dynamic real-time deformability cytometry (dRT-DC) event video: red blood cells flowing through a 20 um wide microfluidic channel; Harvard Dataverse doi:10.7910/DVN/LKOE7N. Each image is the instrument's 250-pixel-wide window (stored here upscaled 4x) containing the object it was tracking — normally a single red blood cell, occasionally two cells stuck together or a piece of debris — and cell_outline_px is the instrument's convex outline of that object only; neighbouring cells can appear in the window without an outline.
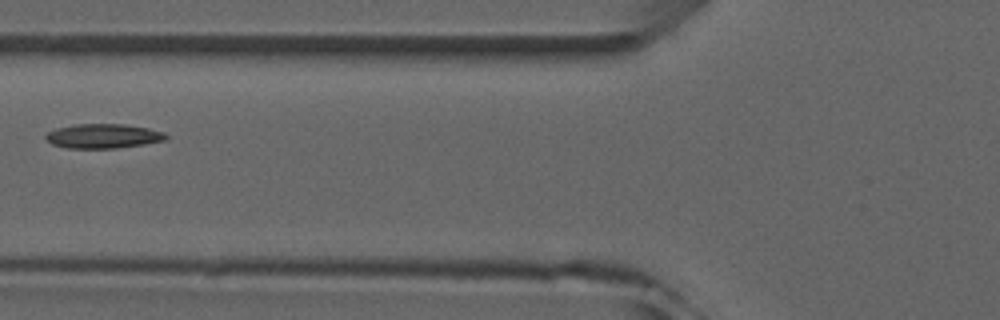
{"species": "common noctule bat (a hibernating species)", "species_latin": "Nyctalus noctula", "temperature_condition": "room temperature", "stored_images_in_passage": 7, "camera_frame_rate_fps": 3000, "um_per_image_px": 0.085, "animal": {"sex": "male", "forearm_length_mm": 52.5}, "frame": {"image": 1, "passage_image": 7, "time_ms": 6.667, "image_size_px": [1000, 320], "cell_outline_px": [[168, 136], [164, 140], [144, 144], [116, 148], [68, 148], [52, 144], [44, 136], [48, 132], [56, 128], [76, 124], [124, 124], [148, 128], [164, 132]], "centroid_in_image_um": [8.77, 11.56], "position_along_channel_um": 117.0, "area_um2": 16.99}}